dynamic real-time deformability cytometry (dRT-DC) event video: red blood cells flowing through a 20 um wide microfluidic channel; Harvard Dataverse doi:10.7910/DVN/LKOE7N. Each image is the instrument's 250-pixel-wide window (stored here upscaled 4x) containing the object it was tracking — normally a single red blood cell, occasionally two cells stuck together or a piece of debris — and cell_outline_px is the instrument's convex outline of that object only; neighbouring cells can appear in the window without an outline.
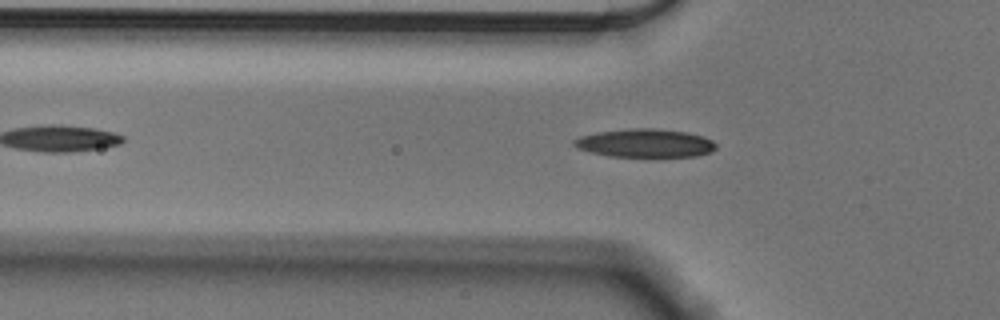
{"species": "Egyptian fruit bat (a non-hibernating species)", "species_latin": "Rousettus aegyptiacus", "temperature_condition": "cold", "stored_images_in_passage": 46, "camera_frame_rate_fps": 3000, "um_per_image_px": 0.085, "animal": {"sex": "male"}, "frame": {"image": 1, "passage_image": 11, "time_ms": 3.333, "image_size_px": [1000, 320], "cell_outline_px": [[716, 148], [712, 152], [696, 156], [652, 160], [612, 156], [592, 152], [580, 148], [572, 144], [572, 140], [580, 136], [596, 132], [628, 128], [656, 128], [688, 132], [704, 136], [712, 140], [716, 144]], "centroid_in_image_um": [54.9, 12.21], "position_along_channel_um": 70.9, "area_um2": 24.68}}
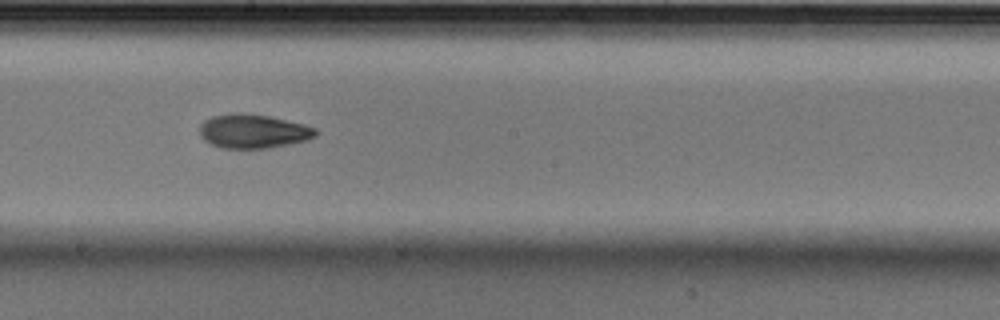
{"frame": {"image": 2, "passage_image": 24, "time_ms": 7.667, "image_size_px": [1000, 320], "cell_outline_px": [[316, 136], [308, 140], [268, 148], [220, 148], [204, 140], [200, 136], [200, 124], [204, 120], [212, 116], [232, 112], [240, 112], [268, 116], [304, 124], [316, 128]], "centroid_in_image_um": [21.49, 11.15], "position_along_channel_um": 226.7, "area_um2": 23.06}}
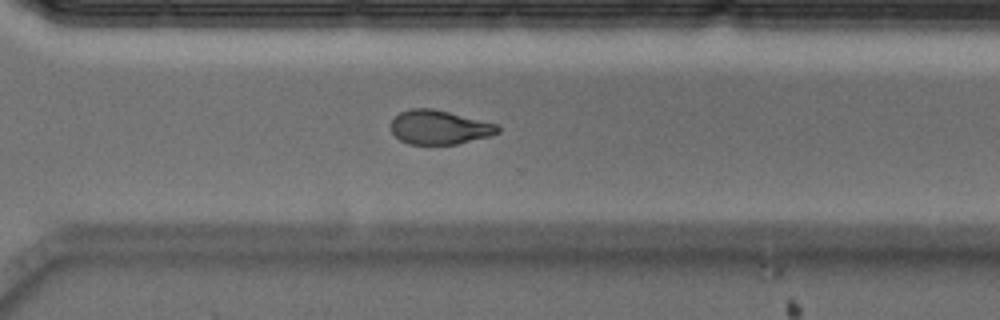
{"frame": {"image": 3, "passage_image": 33, "time_ms": 10.667, "image_size_px": [1000, 320], "cell_outline_px": [[500, 132], [492, 136], [456, 144], [408, 144], [400, 140], [392, 132], [392, 120], [400, 112], [412, 108], [432, 108], [500, 124]], "centroid_in_image_um": [37.4, 10.82], "position_along_channel_um": 333.2, "area_um2": 21.33}, "authors_computed_cell_mechanics": {"area_um2": 22.0796, "velocity_mm_per_s": 3.5594, "shape_relaxation_time_tau1_ms": 3.6293, "shape_relaxation_time_tau2_ms": 4.4234, "deformation_change_tau1": 0.126, "deformation_change_tau2": 0.1133}}